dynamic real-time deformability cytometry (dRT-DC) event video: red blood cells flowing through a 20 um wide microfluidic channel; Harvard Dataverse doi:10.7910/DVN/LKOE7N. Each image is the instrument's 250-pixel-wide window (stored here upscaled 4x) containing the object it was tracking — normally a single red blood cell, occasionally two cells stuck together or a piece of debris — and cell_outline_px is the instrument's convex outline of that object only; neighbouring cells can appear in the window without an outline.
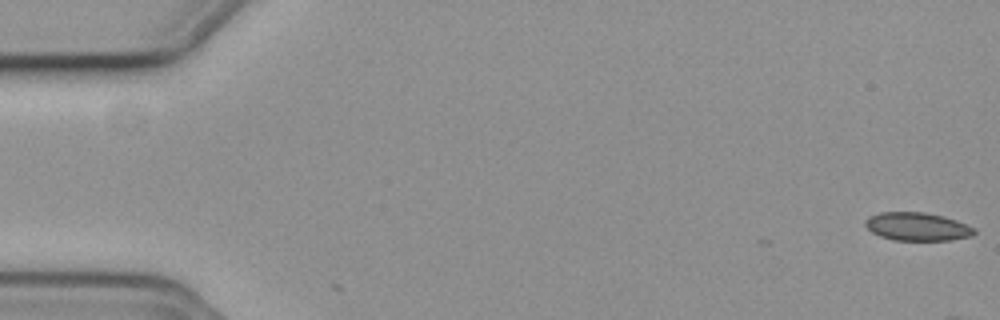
{"species": "common noctule bat (a hibernating species)", "species_latin": "Nyctalus noctula", "temperature_condition": "cold", "stored_images_in_passage": 2, "camera_frame_rate_fps": 3000, "um_per_image_px": 0.085, "animal": {"sex": "female", "body_mass_g": 19.3, "forearm_length_mm": 54.1}, "frame": {"image": 1, "passage_image": 2, "time_ms": 0.333, "image_size_px": [1000, 320], "cell_outline_px": [[976, 232], [972, 236], [952, 240], [896, 240], [880, 236], [872, 232], [864, 224], [864, 220], [868, 216], [880, 212], [924, 212], [944, 216], [956, 220], [976, 228]], "centroid_in_image_um": [77.98, 19.25], "position_along_channel_um": 7.0, "area_um2": 18.03}}